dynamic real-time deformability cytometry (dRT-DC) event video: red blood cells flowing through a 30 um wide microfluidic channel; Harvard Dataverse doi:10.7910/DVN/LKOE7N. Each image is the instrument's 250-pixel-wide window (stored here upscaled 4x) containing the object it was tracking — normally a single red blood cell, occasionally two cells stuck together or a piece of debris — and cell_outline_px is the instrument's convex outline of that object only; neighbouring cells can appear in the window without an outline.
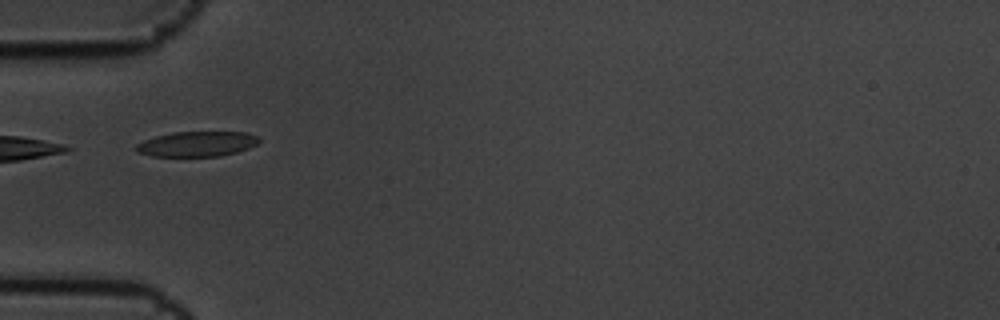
{"species": "common noctule bat (a hibernating species)", "species_latin": "Nyctalus noctula", "temperature_condition": "cold", "stored_images_in_passage": 4, "camera_frame_rate_fps": 3000, "um_per_image_px": 0.085, "animal": {"sex": "male", "body_mass_g": 19.5, "forearm_length_mm": 54.6}, "frame": {"image": 1, "passage_image": 2, "time_ms": 0.333, "image_size_px": [1000, 320], "cell_outline_px": [[260, 140], [256, 144], [248, 148], [236, 152], [220, 156], [152, 156], [136, 152], [132, 148], [136, 144], [144, 140], [156, 136], [172, 132], [248, 132], [260, 136]], "centroid_in_image_um": [16.72, 12.23], "position_along_channel_um": 68.3, "area_um2": 18.15}}
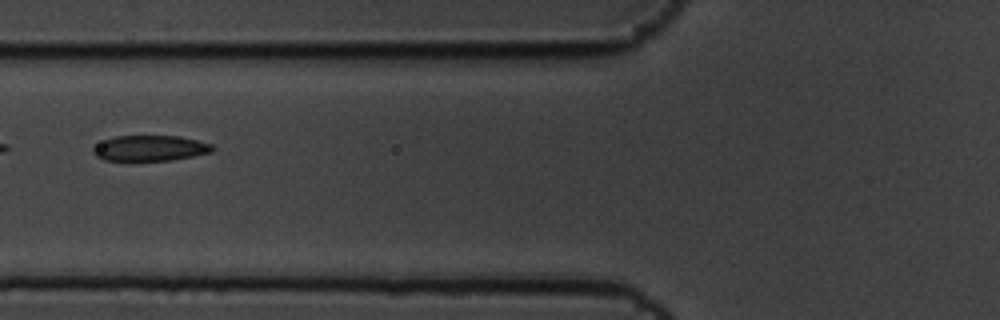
{"frame": {"image": 2, "passage_image": 3, "time_ms": 0.667, "image_size_px": [1000, 320], "cell_outline_px": [[216, 148], [212, 152], [172, 160], [104, 160], [96, 156], [92, 152], [92, 148], [104, 140], [116, 136], [180, 136], [212, 144]], "centroid_in_image_um": [12.77, 12.59], "position_along_channel_um": 113.0, "area_um2": 17.69}}
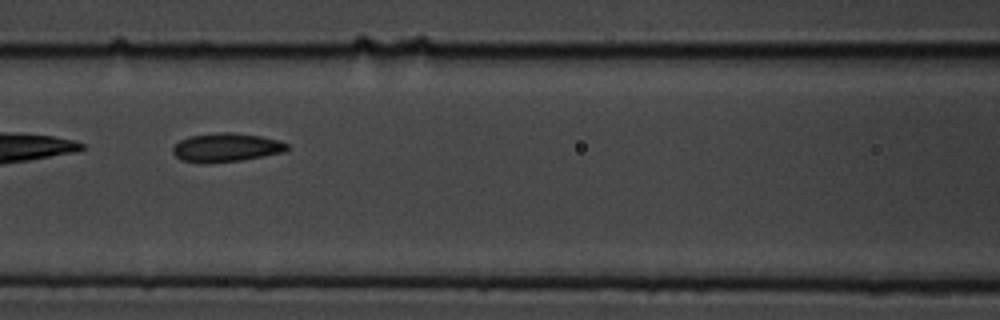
{"frame": {"image": 3, "passage_image": 4, "time_ms": 1.0, "image_size_px": [1000, 320], "cell_outline_px": [[288, 148], [284, 152], [240, 160], [208, 164], [184, 160], [176, 156], [172, 152], [172, 148], [180, 140], [188, 136], [216, 132], [232, 132], [260, 136], [280, 140], [288, 144]], "centroid_in_image_um": [19.22, 12.53], "position_along_channel_um": 147.4, "area_um2": 19.13}}